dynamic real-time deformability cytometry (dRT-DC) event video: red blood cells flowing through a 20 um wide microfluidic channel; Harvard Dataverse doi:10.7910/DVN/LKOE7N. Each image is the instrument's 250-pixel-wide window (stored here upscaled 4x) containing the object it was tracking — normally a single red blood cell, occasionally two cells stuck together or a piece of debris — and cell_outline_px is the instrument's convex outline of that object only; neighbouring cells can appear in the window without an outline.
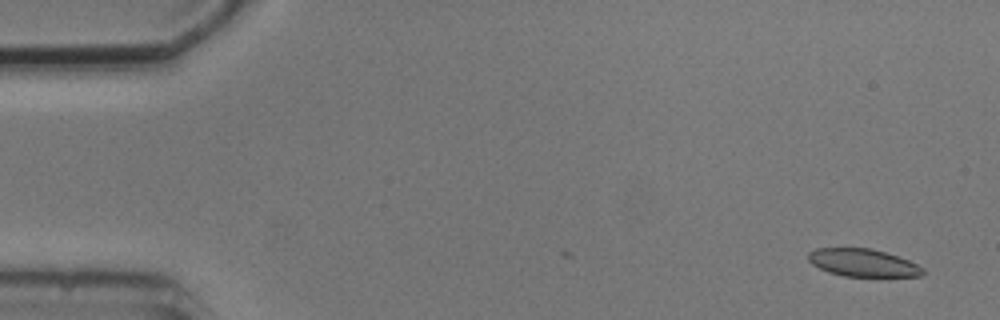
{"species": "common noctule bat (a hibernating species)", "species_latin": "Nyctalus noctula", "temperature_condition": "cold", "stored_images_in_passage": 7, "camera_frame_rate_fps": 3000, "um_per_image_px": 0.085, "animal": {"sex": "male", "body_mass_g": 20.5, "forearm_length_mm": 52.5}, "frame": {"image": 1, "passage_image": 1, "time_ms": 0.0, "image_size_px": [1000, 320], "cell_outline_px": [[924, 272], [920, 276], [844, 276], [828, 272], [812, 264], [808, 260], [808, 252], [816, 248], [872, 248], [908, 260], [924, 268]], "centroid_in_image_um": [73.32, 22.33], "position_along_channel_um": 11.7, "area_um2": 18.32}}
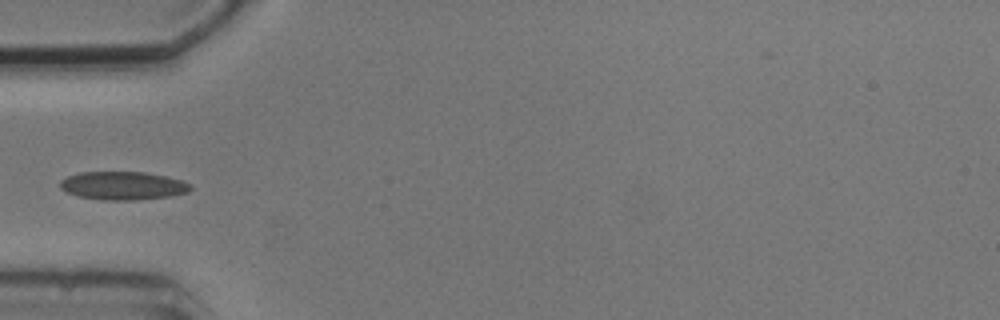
{"frame": {"image": 2, "passage_image": 3, "time_ms": 5.0, "image_size_px": [1000, 320], "cell_outline_px": [[192, 188], [188, 192], [172, 196], [136, 200], [100, 200], [76, 196], [60, 188], [60, 180], [68, 176], [80, 172], [144, 172], [168, 176], [192, 184]], "centroid_in_image_um": [10.46, 15.79], "position_along_channel_um": 74.5, "area_um2": 21.68}}
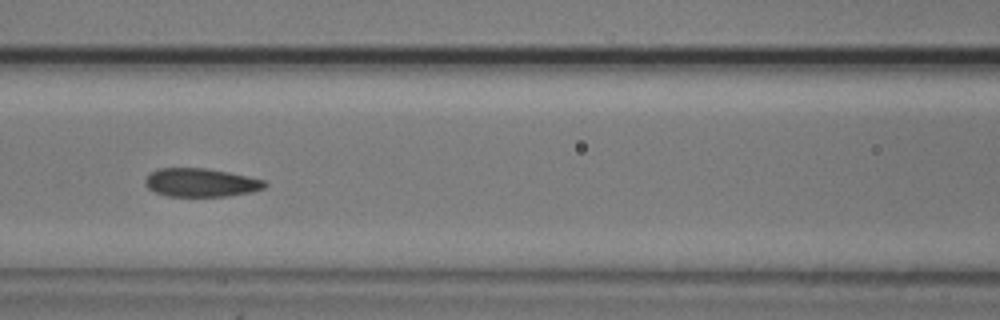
{"frame": {"image": 3, "passage_image": 5, "time_ms": 7.0, "image_size_px": [1000, 320], "cell_outline_px": [[268, 184], [264, 188], [252, 192], [228, 196], [168, 196], [156, 192], [148, 188], [144, 184], [144, 180], [152, 172], [160, 168], [208, 168], [248, 176], [264, 180]], "centroid_in_image_um": [17.1, 15.52], "position_along_channel_um": 149.5, "area_um2": 19.83}}